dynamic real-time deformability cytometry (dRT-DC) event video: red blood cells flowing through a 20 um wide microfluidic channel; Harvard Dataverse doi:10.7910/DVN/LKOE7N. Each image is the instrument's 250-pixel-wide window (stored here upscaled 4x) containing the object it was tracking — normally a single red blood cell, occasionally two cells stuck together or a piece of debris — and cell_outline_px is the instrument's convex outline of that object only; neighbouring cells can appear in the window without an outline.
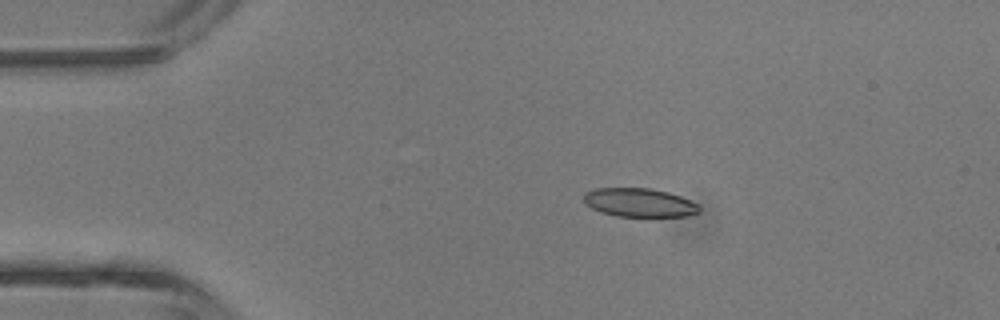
{"species": "common noctule bat (a hibernating species)", "species_latin": "Nyctalus noctula", "temperature_condition": "room temperature", "stored_images_in_passage": 5, "camera_frame_rate_fps": 3000, "um_per_image_px": 0.085, "animal": {"sex": "male", "body_mass_g": 13.3}, "frame": {"image": 1, "passage_image": 4, "time_ms": 3.667, "image_size_px": [1000, 320], "cell_outline_px": [[700, 212], [688, 216], [616, 216], [600, 212], [584, 204], [584, 192], [596, 188], [652, 188], [668, 192], [680, 196], [696, 204], [700, 208]], "centroid_in_image_um": [54.31, 17.21], "position_along_channel_um": 30.7, "area_um2": 19.31}}